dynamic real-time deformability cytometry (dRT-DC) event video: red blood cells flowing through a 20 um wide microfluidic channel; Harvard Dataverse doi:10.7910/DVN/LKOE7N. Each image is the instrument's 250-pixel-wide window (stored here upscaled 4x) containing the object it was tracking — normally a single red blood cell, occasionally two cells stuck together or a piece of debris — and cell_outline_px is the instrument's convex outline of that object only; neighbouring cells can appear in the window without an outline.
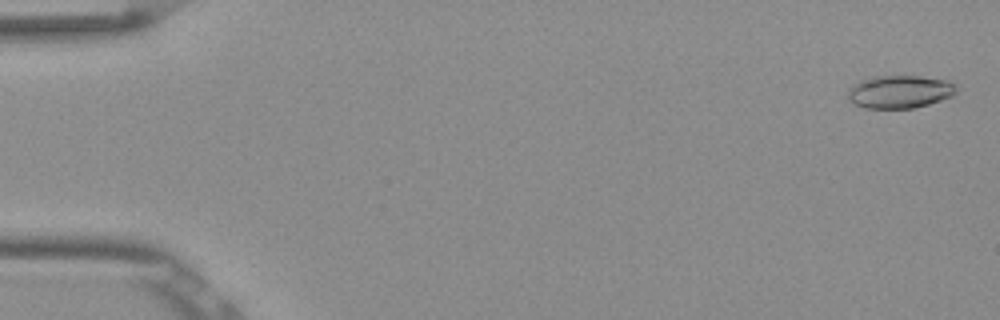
{"species": "Egyptian fruit bat (a non-hibernating species)", "species_latin": "Rousettus aegyptiacus", "temperature_condition": "room temperature", "stored_images_in_passage": 53, "camera_frame_rate_fps": 3000, "um_per_image_px": 0.085, "frame": {"image": 1, "passage_image": 2, "time_ms": 0.333, "image_size_px": [1000, 320], "cell_outline_px": [[956, 92], [952, 96], [928, 104], [912, 108], [864, 108], [848, 100], [848, 88], [852, 84], [860, 80], [872, 76], [920, 76], [944, 80], [956, 84]], "centroid_in_image_um": [76.43, 7.79], "position_along_channel_um": 8.6, "area_um2": 20.81}}
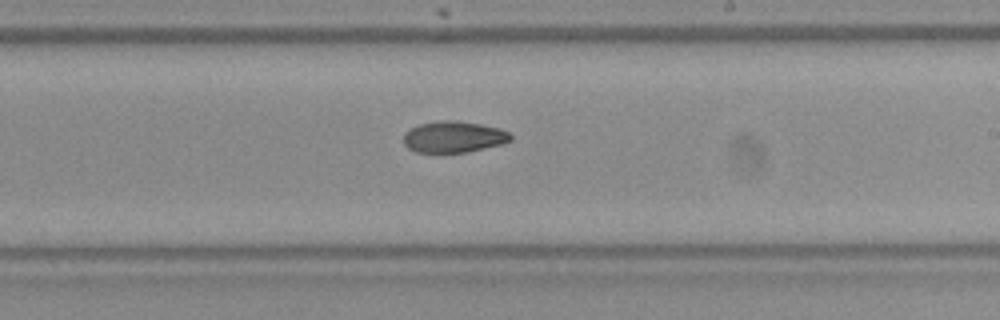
{"frame": {"image": 2, "passage_image": 32, "time_ms": 10.333, "image_size_px": [1000, 320], "cell_outline_px": [[512, 140], [500, 144], [468, 152], [416, 152], [408, 148], [404, 144], [404, 132], [420, 124], [440, 120], [456, 120], [480, 124], [500, 128], [508, 132], [512, 136]], "centroid_in_image_um": [38.56, 11.63], "position_along_channel_um": 250.4, "area_um2": 19.48}}
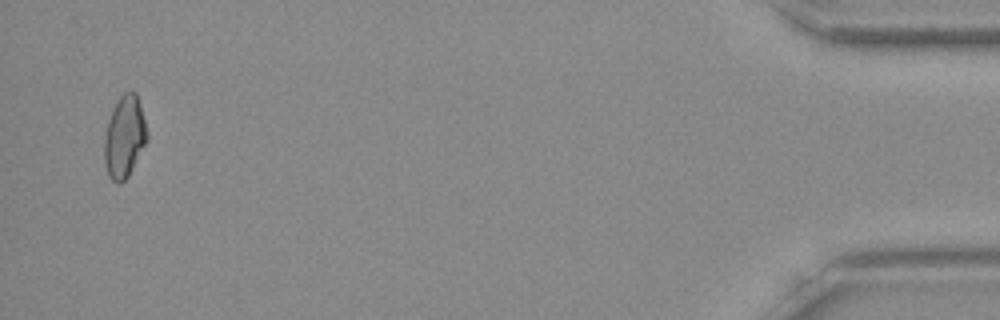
{"frame": {"image": 3, "passage_image": 52, "time_ms": 17.0, "image_size_px": [1000, 320], "cell_outline_px": [[148, 140], [128, 176], [120, 184], [112, 180], [108, 176], [104, 164], [104, 136], [108, 120], [112, 108], [116, 100], [128, 88], [132, 88], [136, 92], [140, 104], [148, 132]], "centroid_in_image_um": [10.57, 11.58], "position_along_channel_um": 424.6, "area_um2": 20.87}}